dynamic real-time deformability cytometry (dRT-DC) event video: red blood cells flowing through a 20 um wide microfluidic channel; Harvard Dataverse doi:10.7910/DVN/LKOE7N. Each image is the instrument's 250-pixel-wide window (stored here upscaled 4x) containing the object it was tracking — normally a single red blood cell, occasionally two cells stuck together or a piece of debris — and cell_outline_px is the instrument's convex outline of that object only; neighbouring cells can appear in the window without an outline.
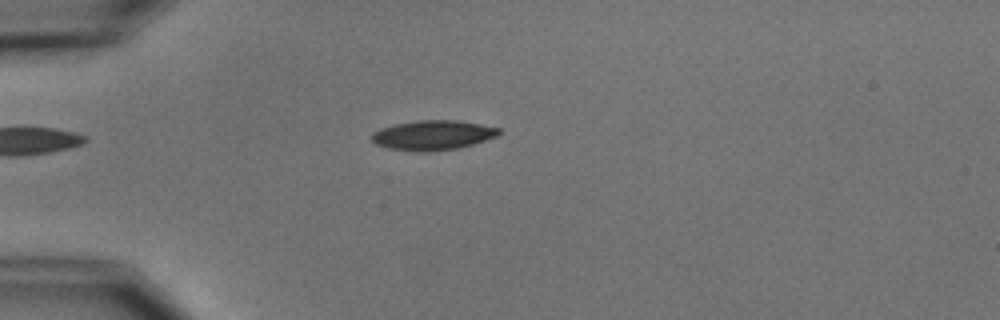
{"species": "common noctule bat (a hibernating species)", "species_latin": "Nyctalus noctula", "temperature_condition": "cold", "stored_images_in_passage": 3, "camera_frame_rate_fps": 3000, "um_per_image_px": 0.085, "animal": {"sex": "male", "body_mass_g": 15.6}, "frame": {"image": 1, "passage_image": 3, "time_ms": 3.0, "image_size_px": [1000, 320], "cell_outline_px": [[500, 132], [496, 136], [472, 144], [456, 148], [428, 152], [416, 152], [388, 148], [376, 144], [372, 140], [372, 132], [380, 128], [396, 124], [416, 120], [456, 120], [480, 124], [500, 128]], "centroid_in_image_um": [36.75, 11.49], "position_along_channel_um": 48.2, "area_um2": 21.91}}